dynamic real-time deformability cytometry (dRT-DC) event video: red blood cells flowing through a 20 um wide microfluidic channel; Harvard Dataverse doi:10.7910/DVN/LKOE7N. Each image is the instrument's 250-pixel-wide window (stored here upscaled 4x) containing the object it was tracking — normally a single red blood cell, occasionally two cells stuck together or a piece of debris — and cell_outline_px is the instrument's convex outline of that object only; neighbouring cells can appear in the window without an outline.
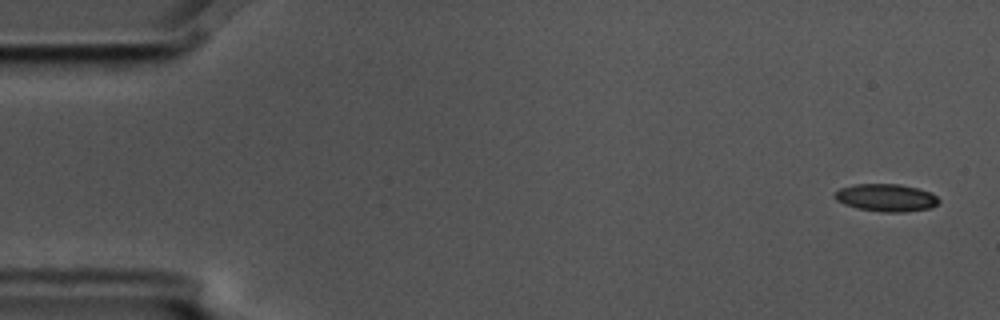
{"species": "common noctule bat (a hibernating species)", "species_latin": "Nyctalus noctula", "temperature_condition": "cold", "stored_images_in_passage": 5, "camera_frame_rate_fps": 3000, "um_per_image_px": 0.085, "animal": {"sex": "male", "body_mass_g": 17.5, "forearm_length_mm": 52.3}, "frame": {"image": 1, "passage_image": 1, "time_ms": 0.0, "image_size_px": [1000, 320], "cell_outline_px": [[940, 200], [932, 208], [904, 212], [884, 212], [856, 208], [844, 204], [836, 200], [836, 192], [840, 188], [856, 184], [900, 184], [932, 192]], "centroid_in_image_um": [75.35, 16.81], "position_along_channel_um": 9.6, "area_um2": 16.65}}
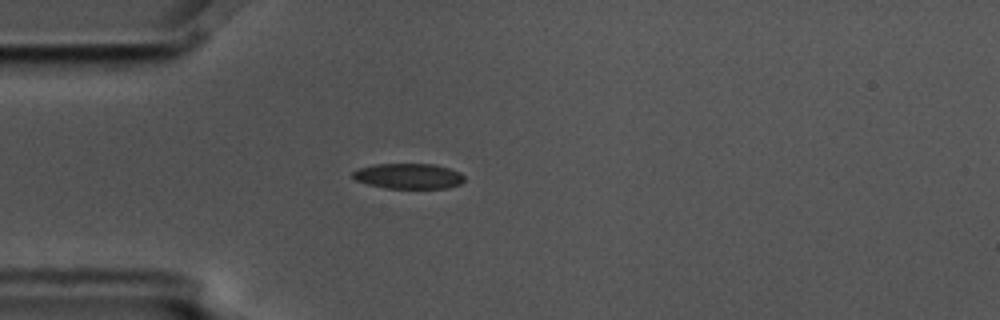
{"frame": {"image": 2, "passage_image": 5, "time_ms": 1.333, "image_size_px": [1000, 320], "cell_outline_px": [[464, 180], [460, 184], [448, 188], [384, 188], [368, 184], [356, 180], [352, 176], [352, 172], [360, 168], [376, 164], [432, 164], [448, 168], [460, 172], [464, 176]], "centroid_in_image_um": [34.73, 14.97], "position_along_channel_um": 50.3, "area_um2": 16.42}}